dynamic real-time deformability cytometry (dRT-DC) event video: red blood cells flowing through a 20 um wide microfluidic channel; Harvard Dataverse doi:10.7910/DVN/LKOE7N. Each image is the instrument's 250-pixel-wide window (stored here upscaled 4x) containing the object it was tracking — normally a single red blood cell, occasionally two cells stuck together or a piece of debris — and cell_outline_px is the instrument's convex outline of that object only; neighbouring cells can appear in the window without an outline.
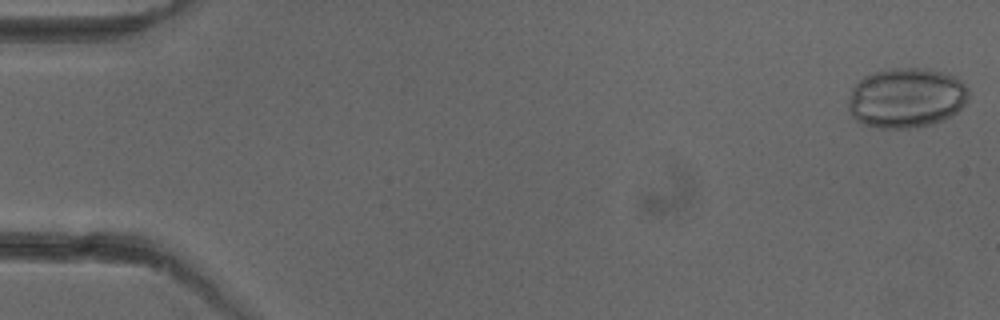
{"species": "common noctule bat (a hibernating species)", "species_latin": "Nyctalus noctula", "temperature_condition": "cold", "stored_images_in_passage": 51, "camera_frame_rate_fps": 3000, "um_per_image_px": 0.085, "animal": {"sex": "female"}, "frame": {"image": 1, "passage_image": 1, "time_ms": 0.0, "image_size_px": [1000, 320], "cell_outline_px": [[968, 100], [956, 112], [944, 120], [932, 124], [908, 128], [880, 128], [864, 124], [856, 120], [852, 116], [848, 108], [848, 100], [852, 88], [864, 76], [876, 72], [892, 68], [928, 68], [952, 76], [960, 80], [968, 88]], "centroid_in_image_um": [77.03, 8.32], "position_along_channel_um": 8.0, "area_um2": 41.96}}
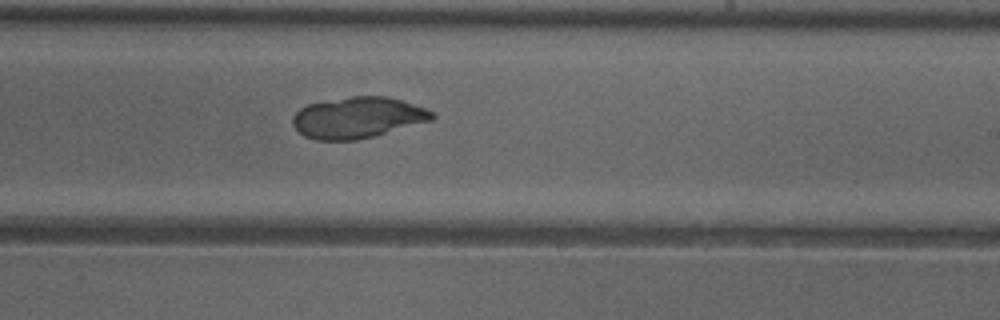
{"frame": {"image": 2, "passage_image": 31, "time_ms": 10.0, "image_size_px": [1000, 320], "cell_outline_px": [[436, 116], [432, 120], [372, 136], [356, 140], [316, 140], [304, 136], [292, 124], [292, 116], [300, 108], [308, 104], [352, 96], [388, 96], [424, 108], [432, 112]], "centroid_in_image_um": [30.37, 9.99], "position_along_channel_um": 258.6, "area_um2": 33.0}}
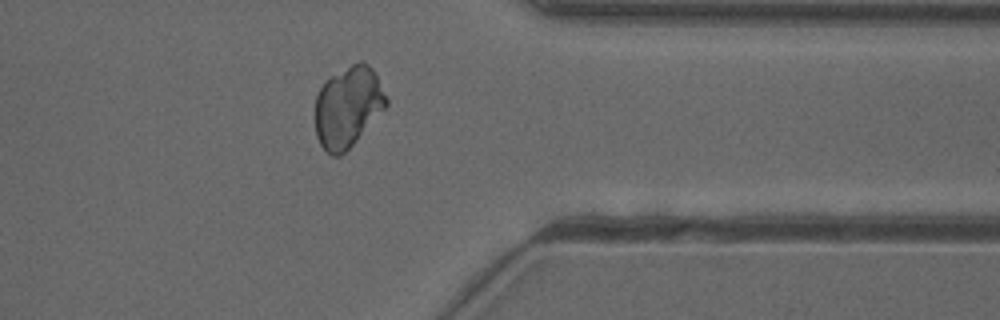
{"frame": {"image": 3, "passage_image": 41, "time_ms": 13.333, "image_size_px": [1000, 320], "cell_outline_px": [[388, 104], [352, 144], [340, 156], [332, 156], [320, 144], [316, 136], [316, 96], [320, 88], [332, 76], [352, 64], [360, 60], [364, 60], [376, 72], [388, 100]], "centroid_in_image_um": [29.58, 9.06], "position_along_channel_um": 381.8, "area_um2": 32.95}}